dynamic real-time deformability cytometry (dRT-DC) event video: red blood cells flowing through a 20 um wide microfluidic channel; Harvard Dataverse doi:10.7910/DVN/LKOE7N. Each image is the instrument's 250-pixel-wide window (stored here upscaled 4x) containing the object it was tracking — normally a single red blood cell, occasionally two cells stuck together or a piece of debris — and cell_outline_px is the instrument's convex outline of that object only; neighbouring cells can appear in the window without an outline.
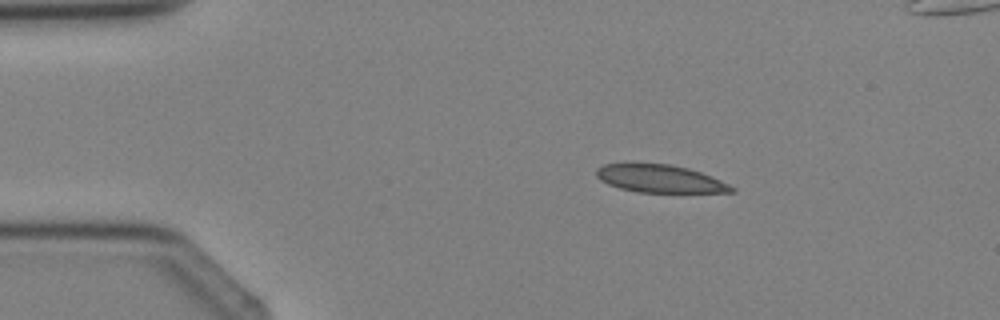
{"species": "Egyptian fruit bat (a non-hibernating species)", "species_latin": "Rousettus aegyptiacus", "temperature_condition": "cold", "stored_images_in_passage": 3, "camera_frame_rate_fps": 3000, "um_per_image_px": 0.085, "animal": {"sex": "female"}, "frame": {"image": 1, "passage_image": 1, "time_ms": 0.0, "image_size_px": [1000, 320], "cell_outline_px": [[736, 192], [636, 192], [620, 188], [608, 184], [600, 180], [596, 176], [596, 168], [604, 164], [668, 164], [688, 168], [712, 176], [736, 188]], "centroid_in_image_um": [56.09, 15.19], "position_along_channel_um": 28.9, "area_um2": 21.68}}